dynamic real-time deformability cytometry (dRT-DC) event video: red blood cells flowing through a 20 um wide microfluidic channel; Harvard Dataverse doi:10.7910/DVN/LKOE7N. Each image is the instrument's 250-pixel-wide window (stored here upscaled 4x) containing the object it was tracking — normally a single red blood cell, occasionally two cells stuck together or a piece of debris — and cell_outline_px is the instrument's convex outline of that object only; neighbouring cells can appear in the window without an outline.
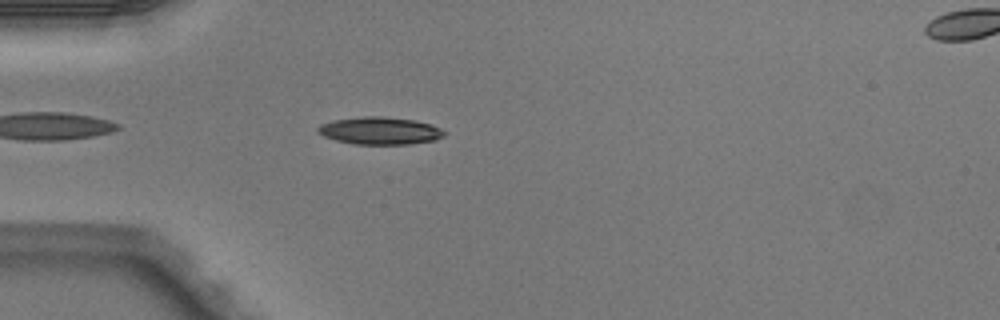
{"species": "Egyptian fruit bat (a non-hibernating species)", "species_latin": "Rousettus aegyptiacus", "temperature_condition": "warm", "stored_images_in_passage": 37, "camera_frame_rate_fps": 3000, "um_per_image_px": 0.085, "animal": {"sex": "male"}, "frame": {"image": 1, "passage_image": 4, "time_ms": 1.0, "image_size_px": [1000, 320], "cell_outline_px": [[448, 132], [444, 136], [436, 140], [408, 144], [356, 144], [336, 140], [324, 136], [316, 132], [316, 128], [320, 124], [332, 120], [364, 116], [384, 116], [416, 120], [432, 124]], "centroid_in_image_um": [32.31, 11.1], "position_along_channel_um": 52.7, "area_um2": 20.46}}
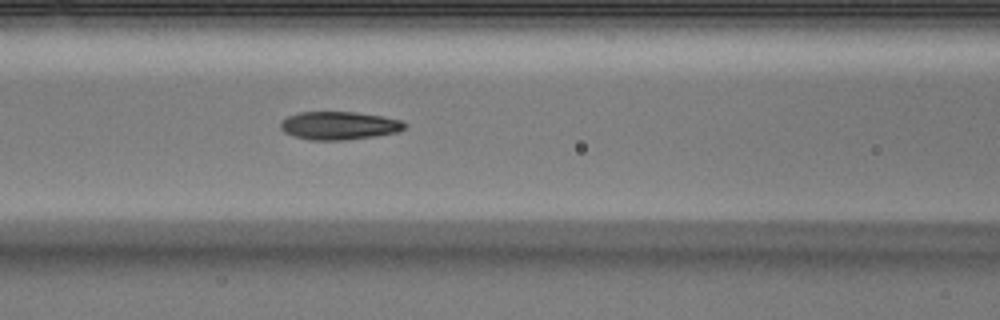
{"frame": {"image": 2, "passage_image": 11, "time_ms": 3.333, "image_size_px": [1000, 320], "cell_outline_px": [[408, 124], [404, 128], [396, 132], [372, 136], [344, 140], [312, 140], [292, 136], [284, 132], [280, 128], [280, 120], [296, 112], [356, 112], [384, 116], [400, 120]], "centroid_in_image_um": [28.78, 10.66], "position_along_channel_um": 137.8, "area_um2": 20.4}}
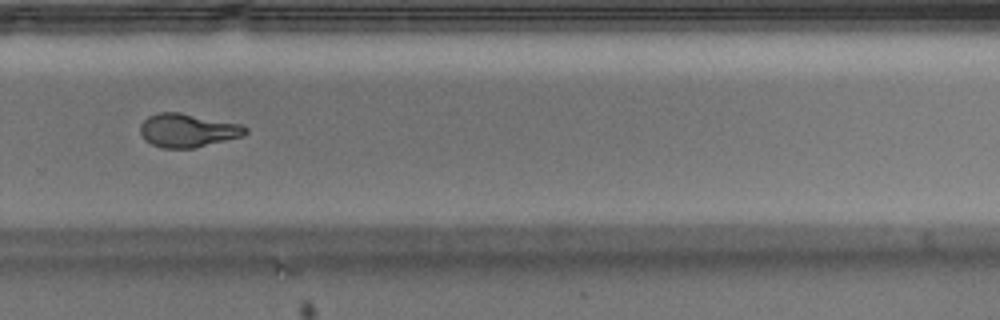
{"frame": {"image": 3, "passage_image": 24, "time_ms": 7.667, "image_size_px": [1000, 320], "cell_outline_px": [[248, 132], [244, 136], [196, 148], [160, 148], [144, 140], [140, 132], [140, 124], [148, 116], [160, 112], [180, 112], [240, 124], [248, 128]], "centroid_in_image_um": [15.96, 11.09], "position_along_channel_um": 313.8, "area_um2": 20.75}, "authors_computed_cell_mechanics": {"area_um2": 20.5768, "velocity_mm_per_s": 4.0702, "shape_relaxation_time_tau1_ms": null, "shape_relaxation_time_tau2_ms": 1.8336, "deformation_change_tau1": null, "deformation_change_tau2": 0.083}}